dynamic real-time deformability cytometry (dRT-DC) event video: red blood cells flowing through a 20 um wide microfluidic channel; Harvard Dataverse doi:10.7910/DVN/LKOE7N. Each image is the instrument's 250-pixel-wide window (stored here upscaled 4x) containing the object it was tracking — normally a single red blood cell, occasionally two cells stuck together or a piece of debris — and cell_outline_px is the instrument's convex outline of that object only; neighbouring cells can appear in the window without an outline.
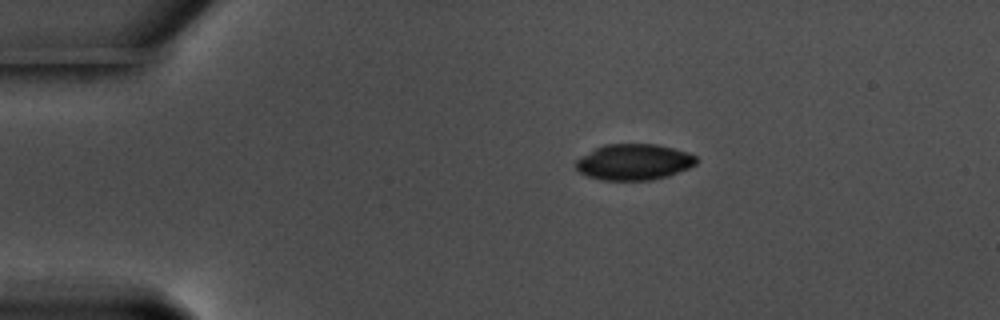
{"species": "common noctule bat (a hibernating species)", "species_latin": "Nyctalus noctula", "temperature_condition": "warm", "stored_images_in_passage": 47, "camera_frame_rate_fps": 3000, "um_per_image_px": 0.085, "animal": {"sex": "male", "body_mass_g": 17.5, "forearm_length_mm": 52.3}, "frame": {"image": 1, "passage_image": 1, "time_ms": 0.0, "image_size_px": [1000, 320], "cell_outline_px": [[700, 160], [696, 164], [688, 168], [668, 176], [648, 180], [600, 180], [588, 176], [580, 172], [576, 168], [576, 160], [596, 148], [604, 144], [656, 144], [688, 152], [696, 156]], "centroid_in_image_um": [53.91, 13.77], "position_along_channel_um": 31.1, "area_um2": 25.2}}
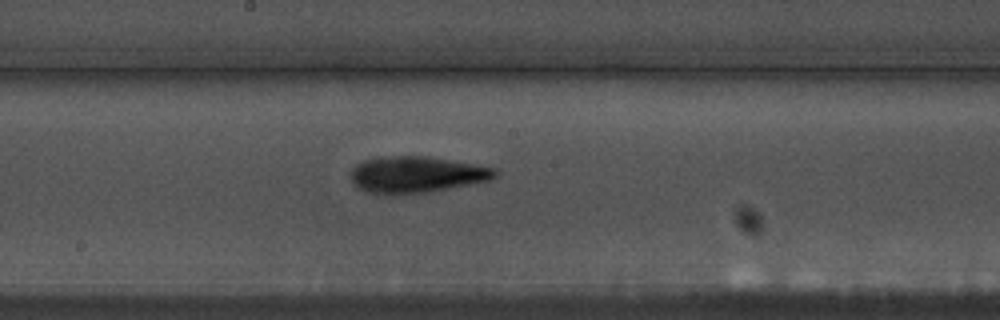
{"frame": {"image": 2, "passage_image": 21, "time_ms": 6.667, "image_size_px": [1000, 320], "cell_outline_px": [[496, 176], [488, 180], [428, 192], [368, 192], [360, 188], [352, 180], [352, 168], [356, 164], [364, 160], [396, 156], [424, 156], [496, 168]], "centroid_in_image_um": [35.41, 14.81], "position_along_channel_um": 212.8, "area_um2": 29.25}}
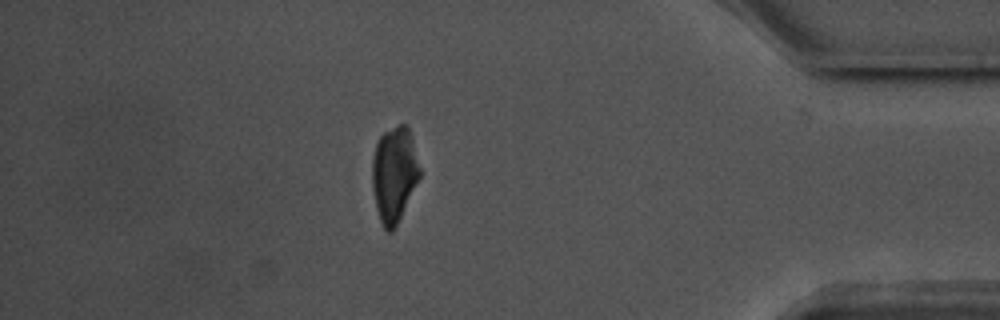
{"frame": {"image": 3, "passage_image": 40, "time_ms": 13.0, "image_size_px": [1000, 320], "cell_outline_px": [[420, 176], [392, 232], [388, 232], [384, 228], [380, 220], [376, 208], [372, 188], [372, 156], [376, 144], [380, 136], [384, 132], [400, 124], [408, 124], [412, 136], [420, 168]], "centroid_in_image_um": [33.49, 14.76], "position_along_channel_um": 401.7, "area_um2": 26.24}, "authors_computed_cell_mechanics": {"area_um2": 28.2064, "velocity_mm_per_s": 3.5656, "shape_relaxation_time_tau1_ms": 3.2069, "shape_relaxation_time_tau2_ms": 3.9889, "deformation_change_tau1": 0.0961, "deformation_change_tau2": 0.1077}}